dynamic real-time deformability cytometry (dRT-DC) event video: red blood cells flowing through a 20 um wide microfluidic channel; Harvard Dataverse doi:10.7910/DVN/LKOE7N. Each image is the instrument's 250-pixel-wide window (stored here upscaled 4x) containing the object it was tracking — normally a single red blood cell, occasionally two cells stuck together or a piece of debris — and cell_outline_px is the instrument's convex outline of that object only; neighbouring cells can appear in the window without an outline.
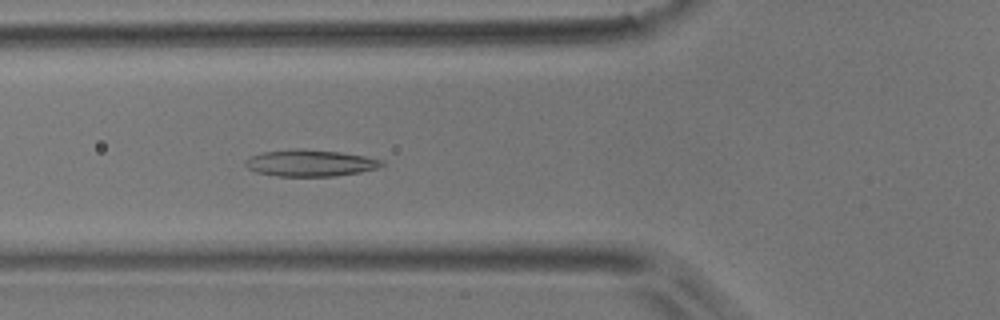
{"species": "common noctule bat (a hibernating species)", "species_latin": "Nyctalus noctula", "temperature_condition": "room temperature", "stored_images_in_passage": 4, "camera_frame_rate_fps": 3000, "um_per_image_px": 0.085, "animal": {"sex": "male", "body_mass_g": 17.9}, "frame": {"image": 1, "passage_image": 4, "time_ms": 3.333, "image_size_px": [1000, 320], "cell_outline_px": [[384, 164], [380, 168], [360, 172], [336, 176], [276, 176], [256, 172], [248, 168], [244, 164], [244, 160], [252, 156], [264, 152], [292, 148], [300, 148], [340, 152], [364, 156], [384, 160]], "centroid_in_image_um": [26.38, 13.85], "position_along_channel_um": 99.4, "area_um2": 21.33}}